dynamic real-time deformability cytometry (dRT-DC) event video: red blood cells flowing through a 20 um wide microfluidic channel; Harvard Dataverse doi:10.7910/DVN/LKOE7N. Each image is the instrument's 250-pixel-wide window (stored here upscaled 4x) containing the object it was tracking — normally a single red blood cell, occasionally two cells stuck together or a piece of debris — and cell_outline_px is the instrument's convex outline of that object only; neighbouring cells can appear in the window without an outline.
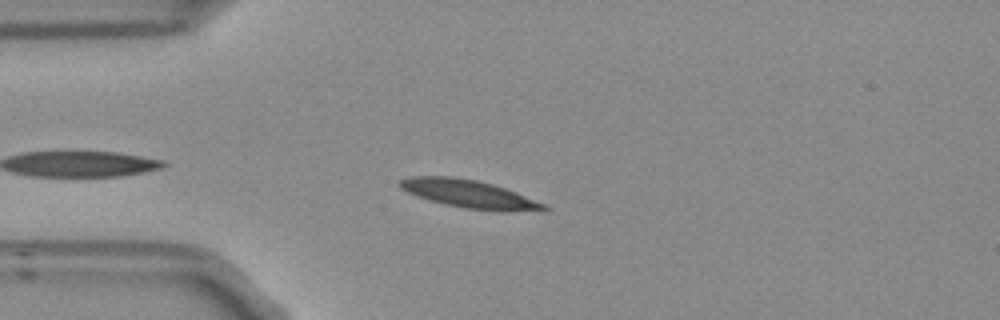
{"species": "Egyptian fruit bat (a non-hibernating species)", "species_latin": "Rousettus aegyptiacus", "temperature_condition": "room temperature", "stored_images_in_passage": 6, "camera_frame_rate_fps": 3000, "um_per_image_px": 0.085, "frame": {"image": 1, "passage_image": 3, "time_ms": 0.667, "image_size_px": [1000, 320], "cell_outline_px": [[552, 208], [544, 212], [500, 212], [464, 208], [444, 204], [408, 192], [400, 188], [396, 184], [400, 180], [412, 176], [452, 176], [476, 180], [492, 184], [516, 192], [548, 204]], "centroid_in_image_um": [40.03, 16.52], "position_along_channel_um": 45.0, "area_um2": 23.99}}